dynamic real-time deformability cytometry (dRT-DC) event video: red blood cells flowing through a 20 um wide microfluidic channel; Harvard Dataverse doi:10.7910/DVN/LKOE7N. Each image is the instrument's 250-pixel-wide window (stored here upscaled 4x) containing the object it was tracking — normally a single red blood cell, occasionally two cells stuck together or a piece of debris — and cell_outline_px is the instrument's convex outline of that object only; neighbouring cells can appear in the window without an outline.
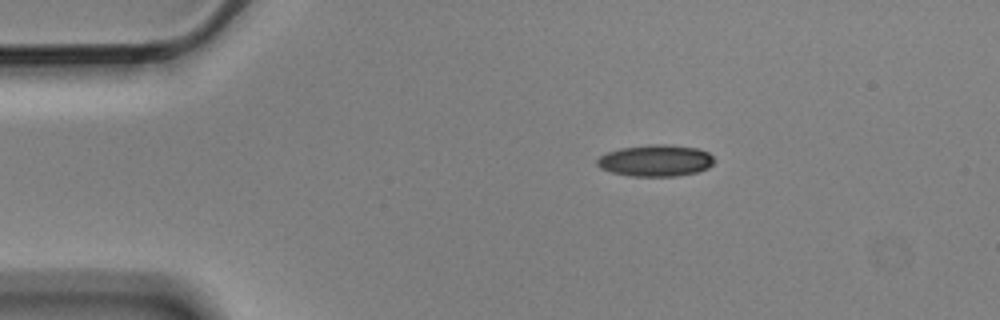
{"species": "Egyptian fruit bat (a non-hibernating species)", "species_latin": "Rousettus aegyptiacus", "temperature_condition": "cold", "stored_images_in_passage": 13, "camera_frame_rate_fps": 3000, "um_per_image_px": 0.085, "animal": {"sex": "male"}, "frame": {"image": 1, "passage_image": 1, "time_ms": 0.0, "image_size_px": [1000, 320], "cell_outline_px": [[712, 164], [708, 168], [696, 172], [676, 176], [628, 176], [612, 172], [600, 168], [596, 164], [596, 160], [600, 156], [608, 152], [620, 148], [652, 144], [664, 144], [696, 148], [708, 152], [712, 156]], "centroid_in_image_um": [55.69, 13.65], "position_along_channel_um": 29.3, "area_um2": 21.44}}
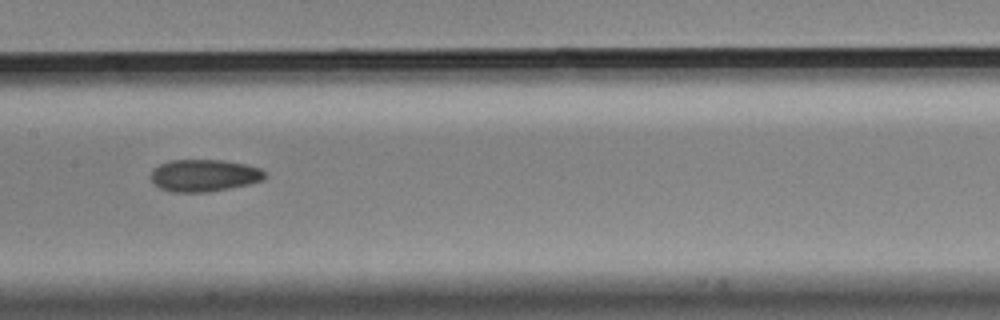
{"frame": {"image": 2, "passage_image": 6, "time_ms": 1.667, "image_size_px": [1000, 320], "cell_outline_px": [[268, 176], [264, 180], [248, 184], [208, 192], [168, 192], [152, 184], [148, 176], [152, 168], [168, 160], [224, 160], [244, 164], [260, 168]], "centroid_in_image_um": [17.28, 14.91], "position_along_channel_um": 190.1, "area_um2": 21.73}}
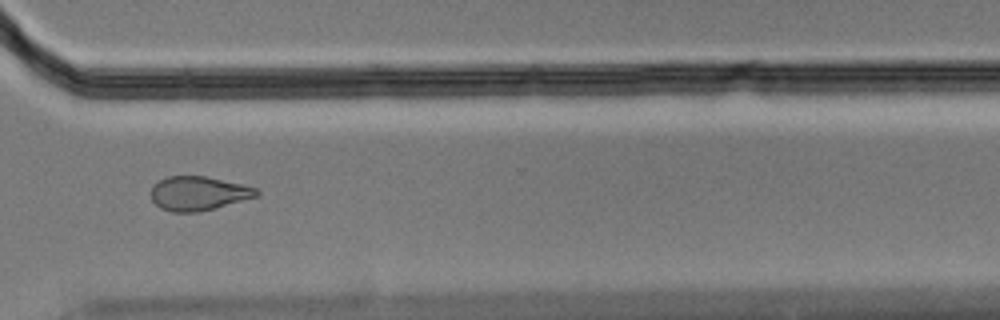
{"frame": {"image": 3, "passage_image": 10, "time_ms": 3.0, "image_size_px": [1000, 320], "cell_outline_px": [[260, 192], [256, 196], [200, 212], [172, 212], [160, 208], [152, 200], [152, 188], [160, 180], [168, 176], [204, 176], [240, 184], [256, 188]], "centroid_in_image_um": [16.84, 16.44], "position_along_channel_um": 353.8, "area_um2": 20.52}}